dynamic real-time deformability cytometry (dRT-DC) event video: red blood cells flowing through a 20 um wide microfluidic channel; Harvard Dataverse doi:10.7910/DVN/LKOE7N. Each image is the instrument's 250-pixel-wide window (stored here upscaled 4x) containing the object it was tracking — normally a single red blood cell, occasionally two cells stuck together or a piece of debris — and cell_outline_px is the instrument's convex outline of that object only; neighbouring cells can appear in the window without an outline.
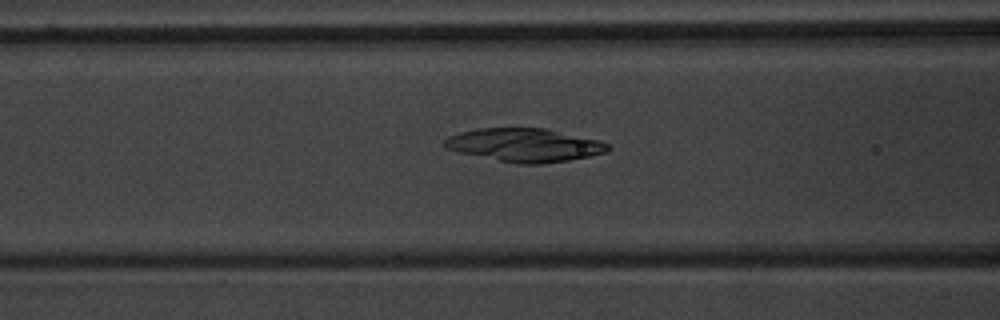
{"species": "common noctule bat (a hibernating species)", "species_latin": "Nyctalus noctula", "temperature_condition": "warm", "stored_images_in_passage": 22, "camera_frame_rate_fps": 3000, "um_per_image_px": 0.085, "animal": {"sex": "male", "body_mass_g": 20.1, "forearm_length_mm": 53.5}, "frame": {"image": 1, "passage_image": 9, "time_ms": 2.667, "image_size_px": [1000, 320], "cell_outline_px": [[612, 148], [608, 152], [568, 160], [540, 164], [516, 164], [460, 152], [444, 148], [444, 140], [448, 136], [460, 132], [480, 128], [548, 128], [600, 140], [608, 144]], "centroid_in_image_um": [44.62, 12.32], "position_along_channel_um": 122.0, "area_um2": 31.85}}
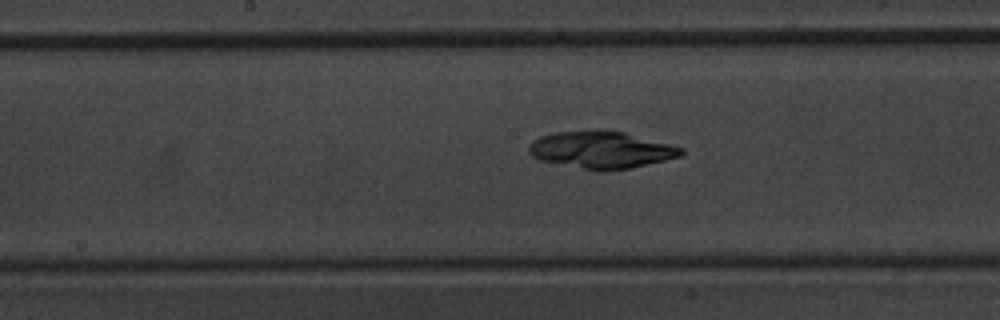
{"frame": {"image": 2, "passage_image": 15, "time_ms": 4.667, "image_size_px": [1000, 320], "cell_outline_px": [[684, 152], [680, 156], [632, 168], [600, 172], [596, 172], [540, 160], [532, 156], [528, 152], [528, 144], [532, 140], [540, 136], [556, 132], [596, 128], [604, 128], [624, 132], [684, 148]], "centroid_in_image_um": [51.06, 12.72], "position_along_channel_um": 197.1, "area_um2": 33.64}}
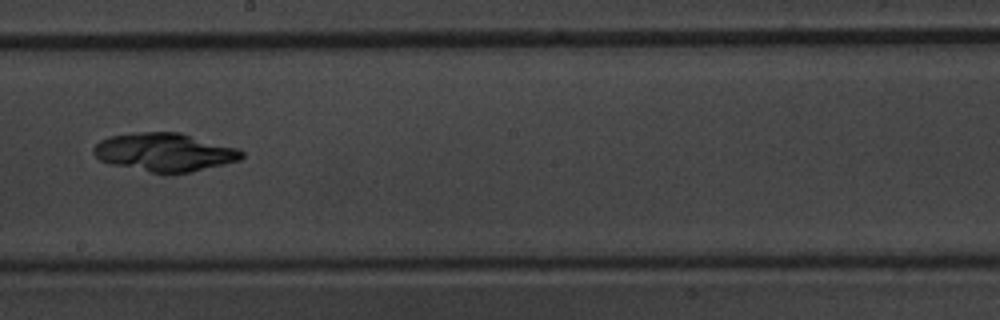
{"frame": {"image": 3, "passage_image": 18, "time_ms": 5.667, "image_size_px": [1000, 320], "cell_outline_px": [[244, 156], [240, 160], [192, 172], [152, 172], [108, 164], [100, 160], [92, 152], [92, 148], [100, 140], [108, 136], [136, 132], [180, 132], [240, 148], [244, 152]], "centroid_in_image_um": [14.0, 12.92], "position_along_channel_um": 234.2, "area_um2": 33.23}}